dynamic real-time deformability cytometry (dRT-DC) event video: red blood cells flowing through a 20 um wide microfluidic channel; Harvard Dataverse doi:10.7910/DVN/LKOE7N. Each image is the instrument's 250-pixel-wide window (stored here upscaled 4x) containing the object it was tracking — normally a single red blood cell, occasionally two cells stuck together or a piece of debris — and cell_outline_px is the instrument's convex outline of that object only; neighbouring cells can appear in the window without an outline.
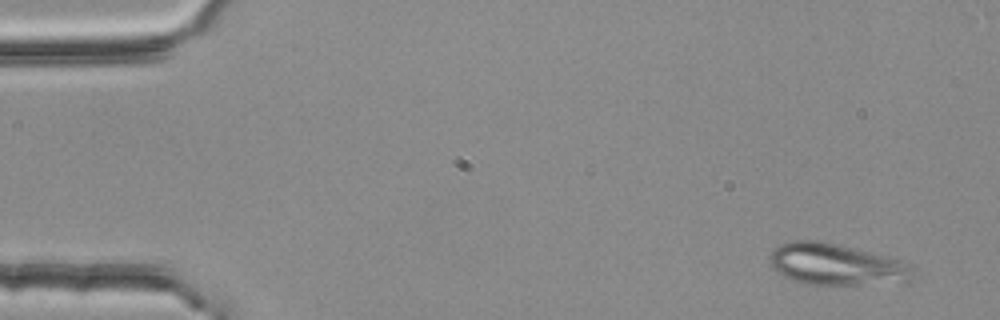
{"species": "common noctule bat (a hibernating species)", "species_latin": "Nyctalus noctula", "temperature_condition": "room temperature", "stored_images_in_passage": 3, "camera_frame_rate_fps": 3000, "um_per_image_px": 0.085, "animal": {"sex": "female", "body_mass_g": 25.1}, "frame": {"image": 1, "passage_image": 1, "time_ms": 0.0, "image_size_px": [1000, 320], "cell_outline_px": [[912, 284], [824, 288], [804, 284], [792, 280], [784, 276], [772, 268], [768, 260], [768, 256], [780, 244], [796, 240], [816, 240], [836, 244], [900, 260], [908, 264], [912, 268]], "centroid_in_image_um": [71.13, 22.58], "position_along_channel_um": 13.9, "area_um2": 36.24}}